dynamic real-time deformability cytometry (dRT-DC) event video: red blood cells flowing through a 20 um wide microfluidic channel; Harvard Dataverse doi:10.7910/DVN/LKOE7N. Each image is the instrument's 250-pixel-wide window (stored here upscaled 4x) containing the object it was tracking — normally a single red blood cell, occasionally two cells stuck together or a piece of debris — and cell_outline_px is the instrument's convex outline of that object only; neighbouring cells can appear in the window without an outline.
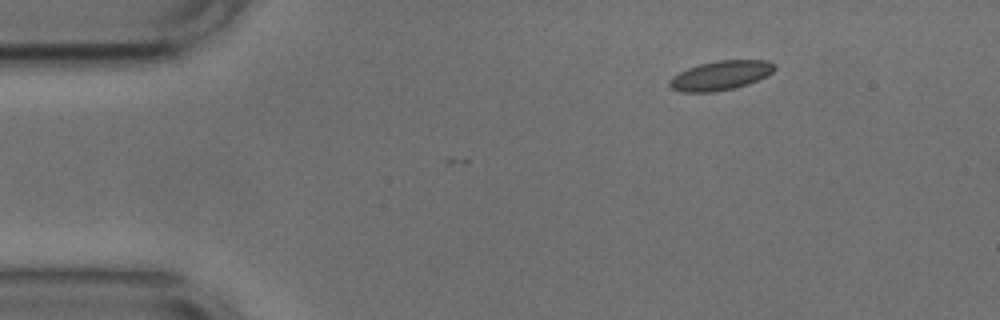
{"species": "common noctule bat (a hibernating species)", "species_latin": "Nyctalus noctula", "temperature_condition": "cold", "stored_images_in_passage": 9, "camera_frame_rate_fps": 3000, "um_per_image_px": 0.085, "animal": {"sex": "male", "body_mass_g": 17.9, "forearm_length_mm": 54.2}, "frame": {"image": 1, "passage_image": 1, "time_ms": 0.0, "image_size_px": [1000, 320], "cell_outline_px": [[776, 68], [772, 72], [748, 84], [736, 88], [712, 92], [680, 92], [672, 88], [668, 84], [668, 80], [672, 76], [688, 68], [700, 64], [716, 60], [768, 60], [776, 64]], "centroid_in_image_um": [61.24, 6.41], "position_along_channel_um": 23.8, "area_um2": 17.98}}